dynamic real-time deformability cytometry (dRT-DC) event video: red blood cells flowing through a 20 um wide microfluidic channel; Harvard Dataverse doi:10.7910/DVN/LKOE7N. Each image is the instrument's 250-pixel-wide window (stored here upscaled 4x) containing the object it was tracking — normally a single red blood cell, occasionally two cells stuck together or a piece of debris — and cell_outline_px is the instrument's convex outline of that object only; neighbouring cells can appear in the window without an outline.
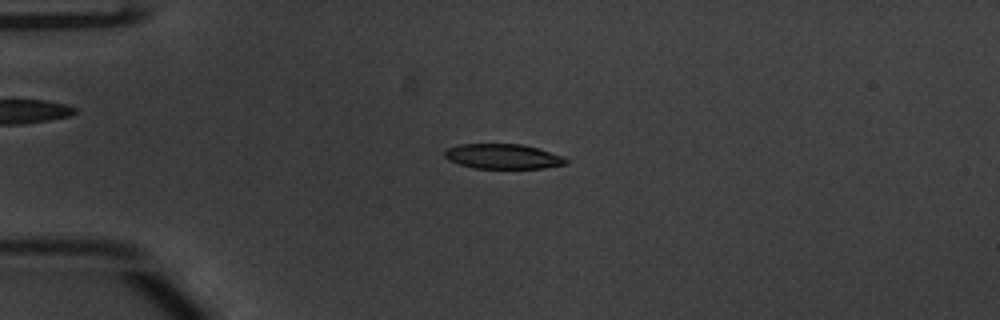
{"species": "common noctule bat (a hibernating species)", "species_latin": "Nyctalus noctula", "temperature_condition": "warm", "stored_images_in_passage": 51, "camera_frame_rate_fps": 3000, "um_per_image_px": 0.085, "animal": {"sex": "male", "body_mass_g": 20.1, "forearm_length_mm": 53.5}, "frame": {"image": 1, "passage_image": 12, "time_ms": 3.667, "image_size_px": [1000, 320], "cell_outline_px": [[568, 164], [544, 168], [476, 168], [460, 164], [448, 160], [444, 156], [444, 152], [448, 148], [460, 144], [520, 144], [536, 148], [560, 156], [568, 160]], "centroid_in_image_um": [42.72, 13.3], "position_along_channel_um": 42.3, "area_um2": 17.34}}
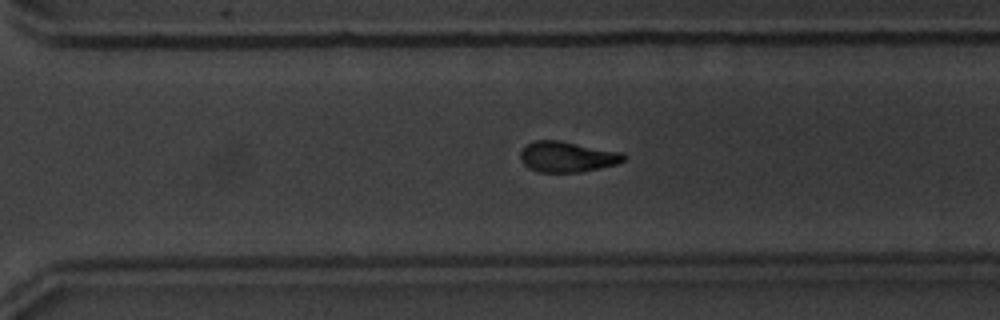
{"frame": {"image": 2, "passage_image": 36, "time_ms": 11.667, "image_size_px": [1000, 320], "cell_outline_px": [[628, 156], [624, 160], [616, 164], [580, 172], [540, 172], [528, 168], [520, 160], [520, 152], [528, 144], [536, 140], [560, 140], [624, 152]], "centroid_in_image_um": [48.24, 13.32], "position_along_channel_um": 322.4, "area_um2": 18.55}}
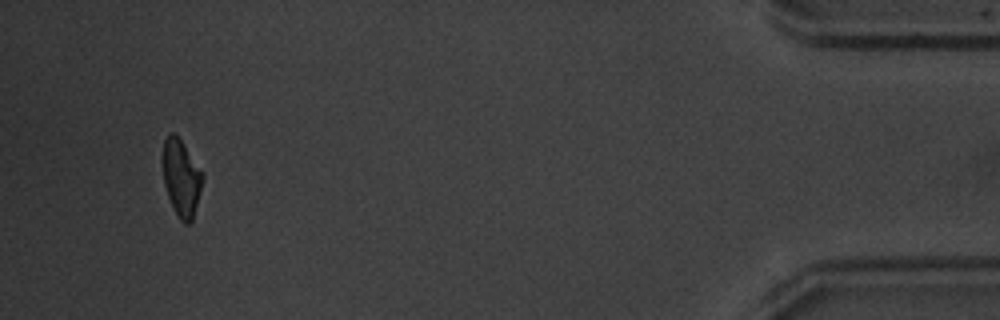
{"frame": {"image": 3, "passage_image": 49, "time_ms": 16.0, "image_size_px": [1000, 320], "cell_outline_px": [[204, 176], [192, 220], [188, 224], [184, 224], [180, 220], [168, 196], [164, 184], [160, 156], [164, 140], [172, 132], [180, 140], [204, 172]], "centroid_in_image_um": [15.38, 15.09], "position_along_channel_um": 419.8, "area_um2": 17.86}, "authors_computed_cell_mechanics": {"area_um2": 18.6116, "velocity_mm_per_s": 3.8595, "shape_relaxation_time_tau1_ms": 2.9801, "shape_relaxation_time_tau2_ms": 6.6649, "deformation_change_tau1": 0.1494, "deformation_change_tau2": 0.1225}}